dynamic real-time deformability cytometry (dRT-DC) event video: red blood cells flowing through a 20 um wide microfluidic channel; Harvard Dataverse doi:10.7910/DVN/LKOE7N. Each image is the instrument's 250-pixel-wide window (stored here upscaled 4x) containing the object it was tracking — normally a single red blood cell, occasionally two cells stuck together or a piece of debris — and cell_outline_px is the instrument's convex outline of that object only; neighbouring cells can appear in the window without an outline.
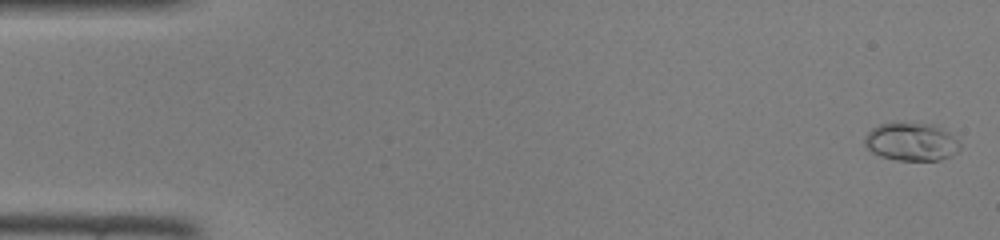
{"species": "common noctule bat (a hibernating species)", "species_latin": "Nyctalus noctula", "temperature_condition": "room temperature", "stored_images_in_passage": 46, "camera_frame_rate_fps": 3000, "um_per_image_px": 0.085, "animal": {"sex": "female", "body_mass_g": 22.0, "forearm_length_mm": 56.7}, "frame": {"image": 1, "passage_image": 1, "time_ms": 0.0, "image_size_px": [1000, 240], "cell_outline_px": [[960, 148], [956, 152], [940, 160], [896, 160], [880, 156], [872, 152], [864, 144], [864, 136], [872, 128], [880, 124], [936, 124], [948, 132], [960, 144]], "centroid_in_image_um": [77.44, 12.06], "position_along_channel_um": 7.6, "area_um2": 20.81}}
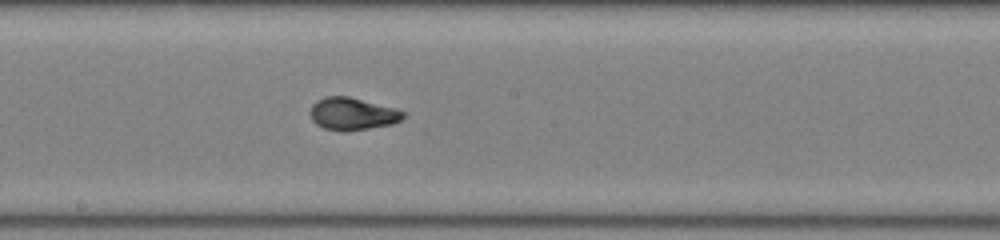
{"frame": {"image": 2, "passage_image": 25, "time_ms": 8.0, "image_size_px": [1000, 240], "cell_outline_px": [[408, 112], [400, 120], [392, 124], [344, 132], [324, 128], [316, 124], [312, 120], [308, 112], [312, 104], [316, 100], [324, 96], [348, 96], [396, 108]], "centroid_in_image_um": [29.93, 9.67], "position_along_channel_um": 218.3, "area_um2": 17.8}}
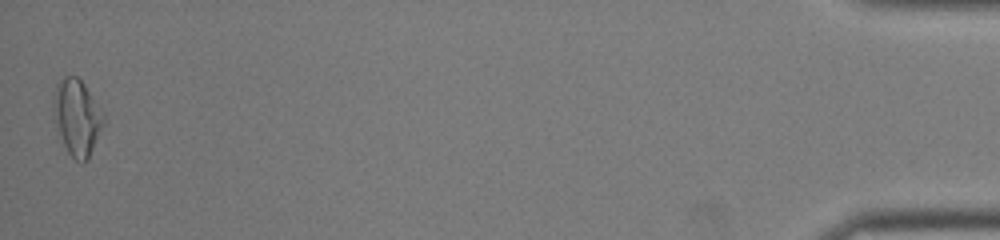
{"frame": {"image": 3, "passage_image": 46, "time_ms": 15.0, "image_size_px": [1000, 240], "cell_outline_px": [[104, 124], [88, 160], [84, 164], [80, 164], [68, 152], [56, 128], [52, 104], [52, 96], [56, 84], [64, 76], [76, 76], [84, 84], [104, 112]], "centroid_in_image_um": [6.54, 9.98], "position_along_channel_um": 428.7, "area_um2": 22.43}}